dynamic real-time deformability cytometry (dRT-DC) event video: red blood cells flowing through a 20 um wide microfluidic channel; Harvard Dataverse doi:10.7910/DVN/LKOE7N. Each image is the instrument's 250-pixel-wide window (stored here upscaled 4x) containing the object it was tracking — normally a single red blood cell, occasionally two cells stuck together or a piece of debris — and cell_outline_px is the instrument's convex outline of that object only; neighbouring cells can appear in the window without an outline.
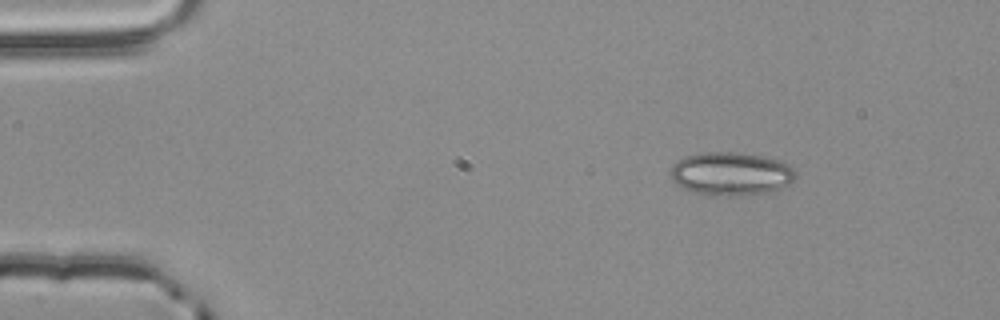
{"species": "common noctule bat (a hibernating species)", "species_latin": "Nyctalus noctula", "temperature_condition": "room temperature", "stored_images_in_passage": 3, "camera_frame_rate_fps": 3000, "um_per_image_px": 0.085, "animal": {"sex": "male", "body_mass_g": 20.4}, "frame": {"image": 1, "passage_image": 1, "time_ms": 0.0, "image_size_px": [1000, 320], "cell_outline_px": [[796, 176], [788, 184], [780, 188], [768, 192], [728, 196], [724, 196], [692, 192], [676, 184], [672, 180], [668, 172], [672, 164], [684, 156], [704, 152], [740, 152], [764, 156], [780, 160], [788, 164], [796, 172]], "centroid_in_image_um": [62.1, 14.75], "position_along_channel_um": 22.9, "area_um2": 31.73}}